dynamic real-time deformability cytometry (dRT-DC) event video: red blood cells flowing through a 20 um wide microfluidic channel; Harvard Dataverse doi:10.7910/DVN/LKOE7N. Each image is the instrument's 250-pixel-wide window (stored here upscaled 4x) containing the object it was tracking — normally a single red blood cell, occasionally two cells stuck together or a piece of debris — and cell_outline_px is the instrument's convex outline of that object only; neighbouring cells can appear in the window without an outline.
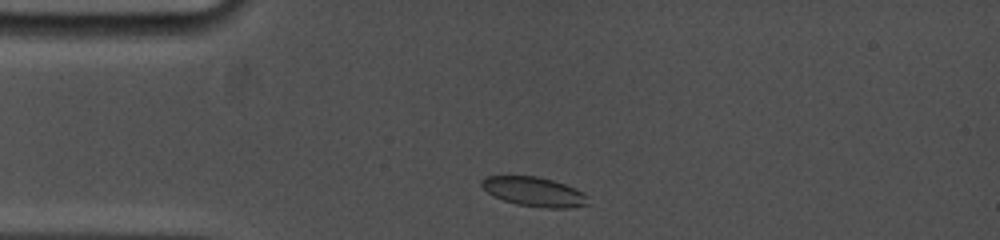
{"species": "common noctule bat (a hibernating species)", "species_latin": "Nyctalus noctula", "temperature_condition": "cold", "stored_images_in_passage": 49, "camera_frame_rate_fps": 5000, "um_per_image_px": 0.085, "animal": {"sex": "female", "body_mass_g": 19.0, "forearm_length_mm": 53.3}, "frame": {"image": 1, "passage_image": 2, "time_ms": 0.2, "image_size_px": [1000, 240], "cell_outline_px": [[588, 204], [568, 208], [544, 208], [516, 204], [504, 200], [488, 192], [480, 184], [480, 180], [484, 176], [536, 176], [552, 180], [576, 188], [584, 192], [588, 196]], "centroid_in_image_um": [45.42, 16.29], "position_along_channel_um": 39.6, "area_um2": 18.21}}
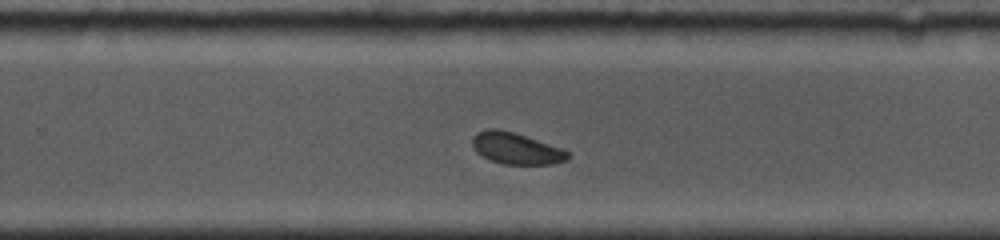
{"frame": {"image": 2, "passage_image": 28, "time_ms": 7.4, "image_size_px": [1000, 240], "cell_outline_px": [[572, 156], [568, 160], [552, 164], [504, 164], [488, 160], [476, 152], [472, 144], [472, 136], [476, 132], [488, 128], [496, 128], [512, 132], [564, 148]], "centroid_in_image_um": [43.87, 12.62], "position_along_channel_um": 285.9, "area_um2": 17.74}}
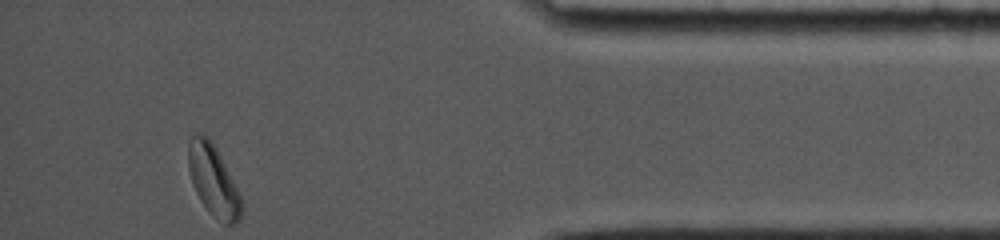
{"frame": {"image": 3, "passage_image": 48, "time_ms": 11.6, "image_size_px": [1000, 240], "cell_outline_px": [[244, 204], [240, 220], [236, 224], [224, 224], [212, 216], [208, 212], [200, 200], [192, 184], [188, 168], [188, 140], [196, 132], [200, 132], [208, 136], [216, 148]], "centroid_in_image_um": [18.11, 15.36], "position_along_channel_um": 417.1, "area_um2": 22.08}, "authors_computed_cell_mechanics": {"area_um2": 18.3804, "velocity_mm_per_s": 3.7646, "shape_relaxation_time_tau1_ms": 2.1155, "shape_relaxation_time_tau2_ms": 3.8054, "deformation_change_tau1": 0.0926, "deformation_change_tau2": 0.0572}}